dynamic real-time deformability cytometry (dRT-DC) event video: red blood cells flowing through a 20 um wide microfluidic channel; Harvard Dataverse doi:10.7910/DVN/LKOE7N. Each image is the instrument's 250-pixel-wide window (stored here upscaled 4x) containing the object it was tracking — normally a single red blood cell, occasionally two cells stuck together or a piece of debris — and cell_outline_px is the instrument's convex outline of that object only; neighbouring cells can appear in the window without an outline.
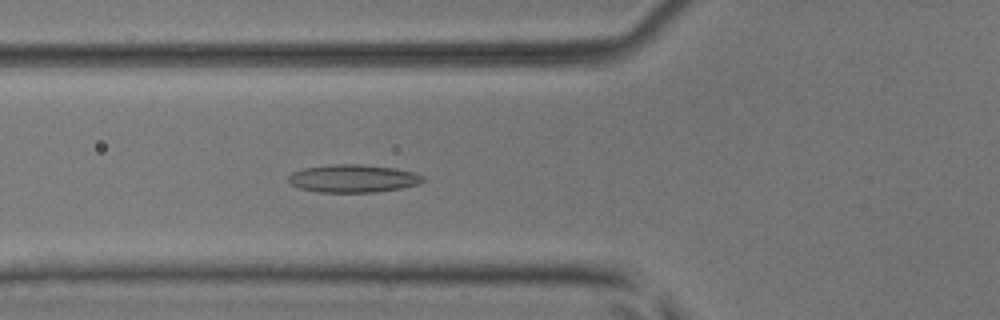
{"species": "common noctule bat (a hibernating species)", "species_latin": "Nyctalus noctula", "temperature_condition": "room temperature", "stored_images_in_passage": 44, "camera_frame_rate_fps": 3000, "um_per_image_px": 0.085, "animal": {"sex": "male", "body_mass_g": 17.9, "forearm_length_mm": 54.2}, "frame": {"image": 1, "passage_image": 12, "time_ms": 3.667, "image_size_px": [1000, 320], "cell_outline_px": [[424, 180], [420, 184], [400, 188], [376, 192], [316, 192], [300, 188], [292, 184], [288, 180], [288, 176], [292, 172], [304, 168], [332, 164], [360, 164], [392, 168], [416, 172], [424, 176]], "centroid_in_image_um": [30.02, 15.17], "position_along_channel_um": 95.8, "area_um2": 21.85}}
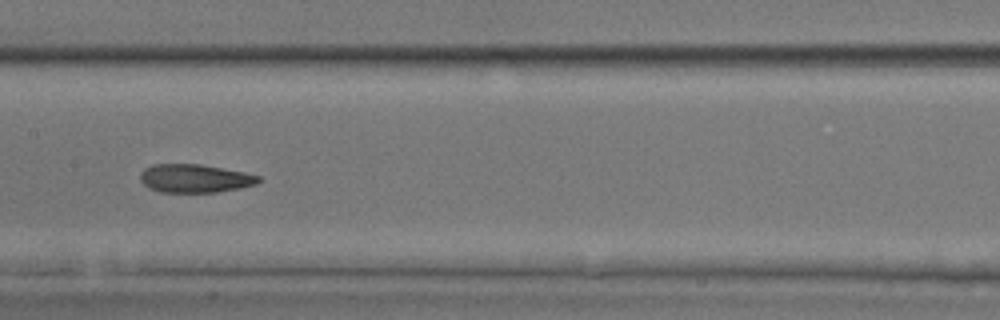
{"frame": {"image": 2, "passage_image": 19, "time_ms": 6.0, "image_size_px": [1000, 320], "cell_outline_px": [[260, 180], [256, 184], [240, 188], [216, 192], [160, 192], [148, 188], [140, 180], [140, 172], [144, 168], [152, 164], [200, 164], [244, 172], [260, 176]], "centroid_in_image_um": [16.53, 15.16], "position_along_channel_um": 190.9, "area_um2": 19.59}}
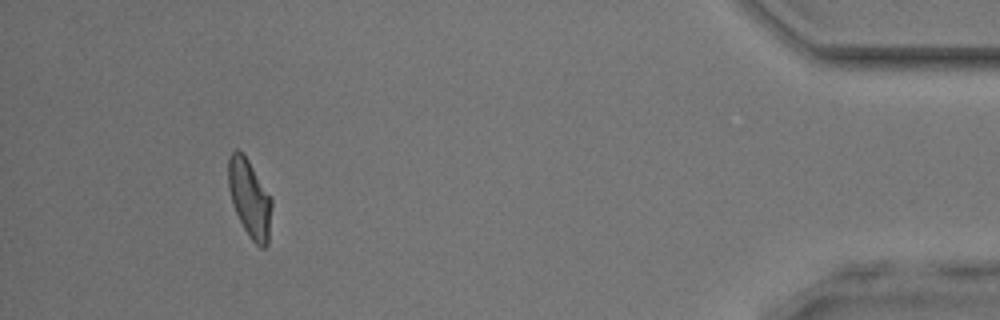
{"frame": {"image": 3, "passage_image": 40, "time_ms": 13.0, "image_size_px": [1000, 320], "cell_outline_px": [[272, 204], [268, 244], [264, 248], [260, 248], [252, 240], [244, 228], [232, 204], [228, 188], [228, 156], [236, 148], [244, 152], [272, 200]], "centroid_in_image_um": [21.2, 16.83], "position_along_channel_um": 414.0, "area_um2": 19.71}, "authors_computed_cell_mechanics": {"area_um2": 19.8254, "velocity_mm_per_s": 4.078, "shape_relaxation_time_tau1_ms": null, "shape_relaxation_time_tau2_ms": 2.4023, "deformation_change_tau1": null, "deformation_change_tau2": 0.1019}}